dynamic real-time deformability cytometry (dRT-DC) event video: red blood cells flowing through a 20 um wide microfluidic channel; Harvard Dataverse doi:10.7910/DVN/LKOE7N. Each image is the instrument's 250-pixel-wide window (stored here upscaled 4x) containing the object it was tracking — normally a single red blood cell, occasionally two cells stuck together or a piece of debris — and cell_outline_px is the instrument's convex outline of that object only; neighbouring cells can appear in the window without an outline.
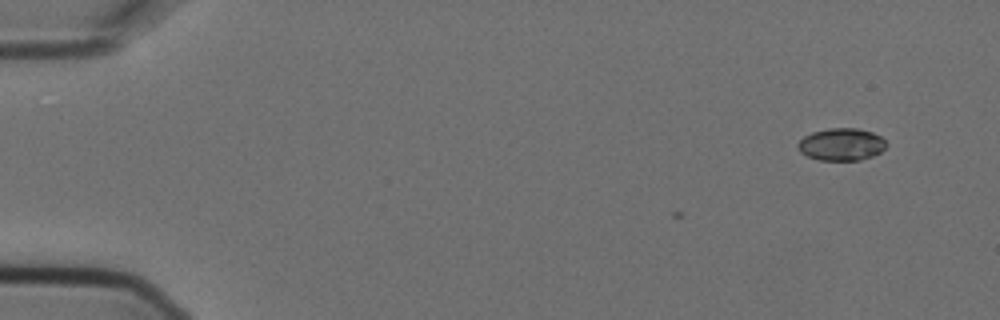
{"species": "Egyptian fruit bat (a non-hibernating species)", "species_latin": "Rousettus aegyptiacus", "temperature_condition": "cold", "stored_images_in_passage": 5, "camera_frame_rate_fps": 3000, "um_per_image_px": 0.085, "animal": {"sex": "female"}, "frame": {"image": 1, "passage_image": 2, "time_ms": 0.333, "image_size_px": [1000, 320], "cell_outline_px": [[888, 144], [880, 152], [872, 156], [860, 160], [820, 160], [808, 156], [800, 152], [796, 148], [796, 144], [804, 136], [812, 132], [828, 128], [856, 128], [872, 132], [880, 136]], "centroid_in_image_um": [71.5, 12.27], "position_along_channel_um": 13.5, "area_um2": 16.7}}
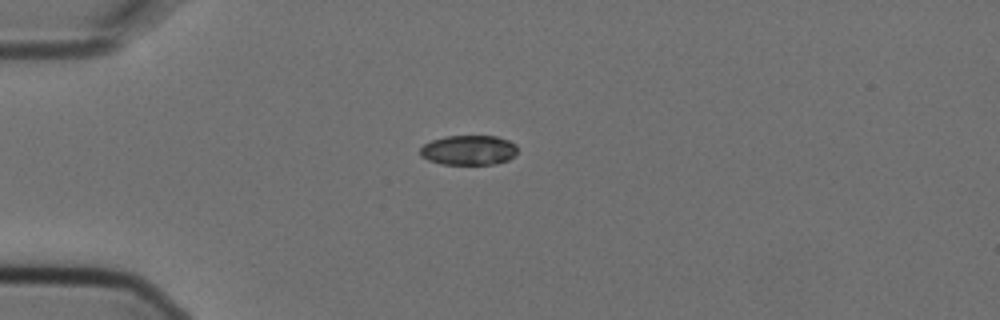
{"frame": {"image": 2, "passage_image": 5, "time_ms": 1.333, "image_size_px": [1000, 320], "cell_outline_px": [[516, 152], [508, 160], [496, 164], [440, 164], [428, 160], [420, 156], [420, 148], [424, 144], [432, 140], [448, 136], [496, 136], [508, 140], [516, 144]], "centroid_in_image_um": [39.82, 12.76], "position_along_channel_um": 45.2, "area_um2": 16.88}}